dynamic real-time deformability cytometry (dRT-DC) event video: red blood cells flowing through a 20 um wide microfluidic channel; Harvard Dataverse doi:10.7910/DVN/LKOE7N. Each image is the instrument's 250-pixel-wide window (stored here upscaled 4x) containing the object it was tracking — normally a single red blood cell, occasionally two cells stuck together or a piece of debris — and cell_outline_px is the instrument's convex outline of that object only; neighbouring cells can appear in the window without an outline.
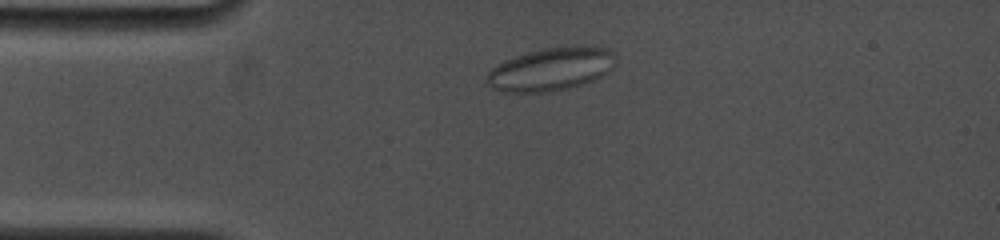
{"species": "common noctule bat (a hibernating species)", "species_latin": "Nyctalus noctula", "temperature_condition": "cold", "stored_images_in_passage": 74, "camera_frame_rate_fps": 5000, "um_per_image_px": 0.085, "animal": {"sex": "female", "body_mass_g": 19.0, "forearm_length_mm": 53.3}, "frame": {"image": 1, "passage_image": 11, "time_ms": 2.0, "image_size_px": [1000, 240], "cell_outline_px": [[616, 64], [608, 72], [592, 80], [568, 88], [544, 92], [504, 92], [492, 88], [488, 84], [488, 72], [492, 68], [516, 56], [528, 52], [544, 48], [608, 48], [616, 56]], "centroid_in_image_um": [46.84, 5.91], "position_along_channel_um": 38.2, "area_um2": 31.33}}
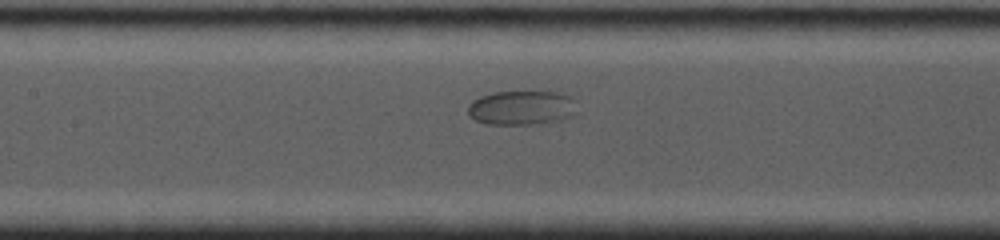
{"frame": {"image": 2, "passage_image": 32, "time_ms": 6.2, "image_size_px": [1000, 240], "cell_outline_px": [[576, 116], [560, 120], [532, 124], [484, 124], [468, 116], [468, 104], [472, 100], [480, 96], [492, 92], [560, 92], [572, 96], [576, 100]], "centroid_in_image_um": [44.37, 9.16], "position_along_channel_um": 163.0, "area_um2": 22.25}}
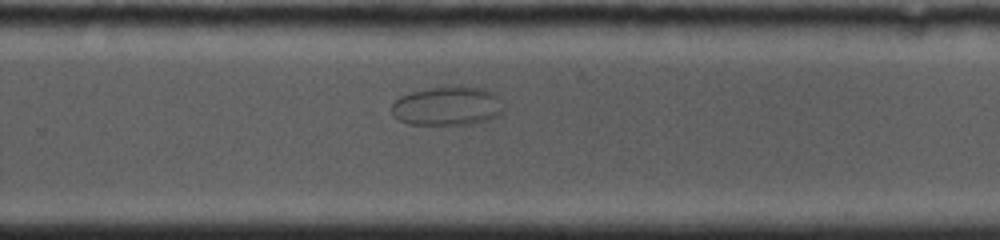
{"frame": {"image": 3, "passage_image": 50, "time_ms": 9.8, "image_size_px": [1000, 240], "cell_outline_px": [[504, 112], [488, 120], [468, 124], [408, 124], [396, 120], [392, 112], [392, 104], [400, 96], [412, 92], [432, 88], [460, 84], [484, 88], [492, 92], [496, 96], [504, 108]], "centroid_in_image_um": [38.03, 9.0], "position_along_channel_um": 291.8, "area_um2": 25.66}}